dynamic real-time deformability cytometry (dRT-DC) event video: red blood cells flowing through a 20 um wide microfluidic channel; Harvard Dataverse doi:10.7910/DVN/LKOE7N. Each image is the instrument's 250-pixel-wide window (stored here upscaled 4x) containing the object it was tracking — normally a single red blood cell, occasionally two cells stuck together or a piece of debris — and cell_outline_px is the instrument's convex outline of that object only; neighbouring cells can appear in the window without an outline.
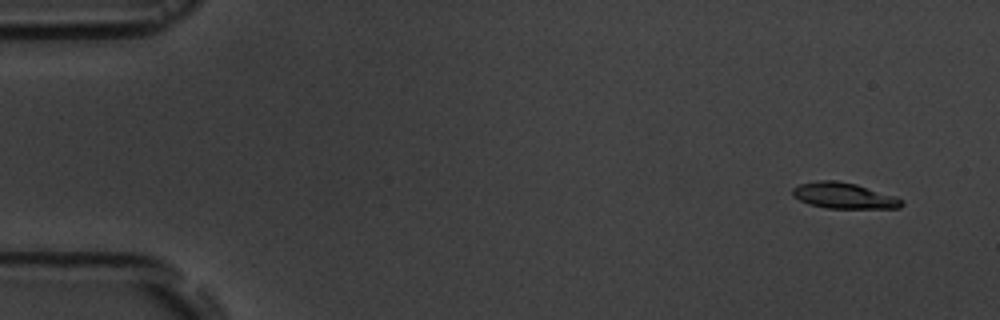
{"species": "common noctule bat (a hibernating species)", "species_latin": "Nyctalus noctula", "temperature_condition": "room temperature", "stored_images_in_passage": 10, "camera_frame_rate_fps": 3000, "um_per_image_px": 0.085, "animal": {"sex": "male", "body_mass_g": 19.5, "forearm_length_mm": 54.6}, "frame": {"image": 1, "passage_image": 2, "time_ms": 1.0, "image_size_px": [1000, 320], "cell_outline_px": [[904, 204], [900, 208], [828, 208], [808, 204], [792, 196], [792, 188], [800, 184], [816, 180], [836, 180], [856, 184], [896, 196], [904, 200]], "centroid_in_image_um": [71.74, 16.63], "position_along_channel_um": 13.3, "area_um2": 16.59}}
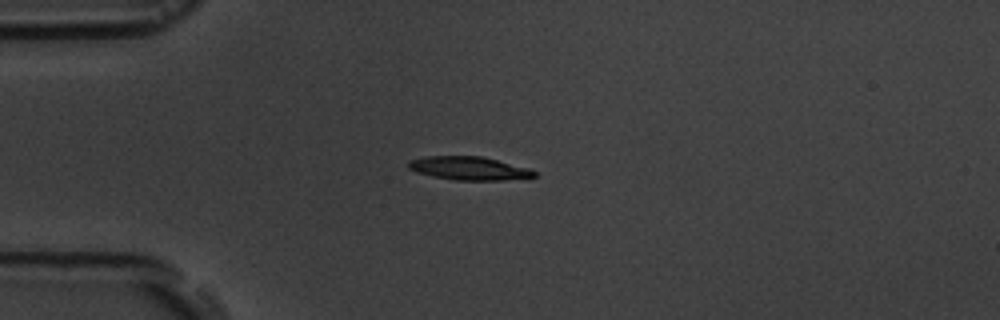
{"frame": {"image": 2, "passage_image": 5, "time_ms": 4.667, "image_size_px": [1000, 320], "cell_outline_px": [[536, 176], [528, 180], [456, 180], [432, 176], [408, 168], [408, 160], [428, 156], [480, 156], [528, 168], [536, 172]], "centroid_in_image_um": [39.94, 14.32], "position_along_channel_um": 45.1, "area_um2": 17.17}}
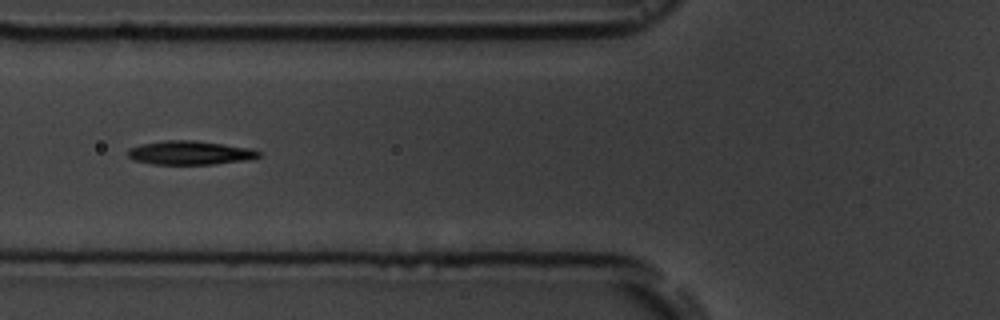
{"frame": {"image": 3, "passage_image": 7, "time_ms": 7.0, "image_size_px": [1000, 320], "cell_outline_px": [[260, 156], [244, 160], [212, 164], [152, 164], [132, 160], [128, 156], [128, 148], [140, 144], [164, 140], [192, 140], [224, 144], [252, 148], [260, 152]], "centroid_in_image_um": [16.09, 12.98], "position_along_channel_um": 109.7, "area_um2": 18.15}}